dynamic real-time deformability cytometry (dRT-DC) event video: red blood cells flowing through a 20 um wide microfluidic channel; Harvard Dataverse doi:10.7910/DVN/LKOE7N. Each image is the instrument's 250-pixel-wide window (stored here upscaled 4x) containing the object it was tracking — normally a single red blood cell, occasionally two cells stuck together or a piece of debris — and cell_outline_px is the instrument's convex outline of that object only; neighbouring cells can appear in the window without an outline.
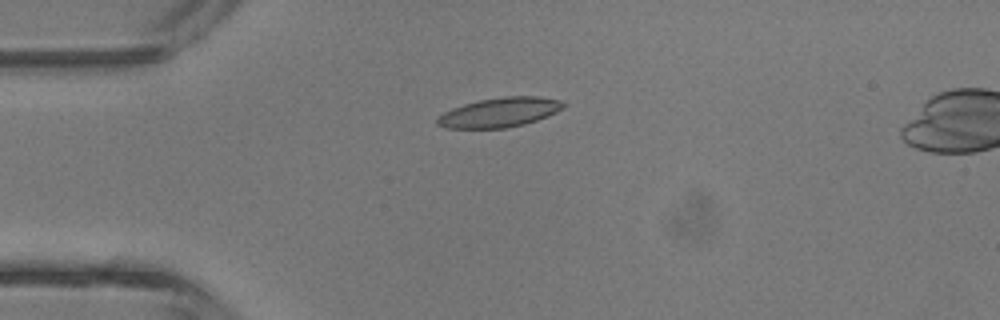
{"species": "common noctule bat (a hibernating species)", "species_latin": "Nyctalus noctula", "temperature_condition": "room temperature", "stored_images_in_passage": 5, "camera_frame_rate_fps": 3000, "um_per_image_px": 0.085, "animal": {"sex": "male", "body_mass_g": 13.3}, "frame": {"image": 1, "passage_image": 4, "time_ms": 3.333, "image_size_px": [1000, 320], "cell_outline_px": [[564, 108], [548, 116], [524, 124], [504, 128], [448, 128], [436, 124], [436, 116], [452, 108], [464, 104], [480, 100], [504, 96], [540, 96], [560, 100], [564, 104]], "centroid_in_image_um": [42.45, 9.55], "position_along_channel_um": 42.5, "area_um2": 21.68}}